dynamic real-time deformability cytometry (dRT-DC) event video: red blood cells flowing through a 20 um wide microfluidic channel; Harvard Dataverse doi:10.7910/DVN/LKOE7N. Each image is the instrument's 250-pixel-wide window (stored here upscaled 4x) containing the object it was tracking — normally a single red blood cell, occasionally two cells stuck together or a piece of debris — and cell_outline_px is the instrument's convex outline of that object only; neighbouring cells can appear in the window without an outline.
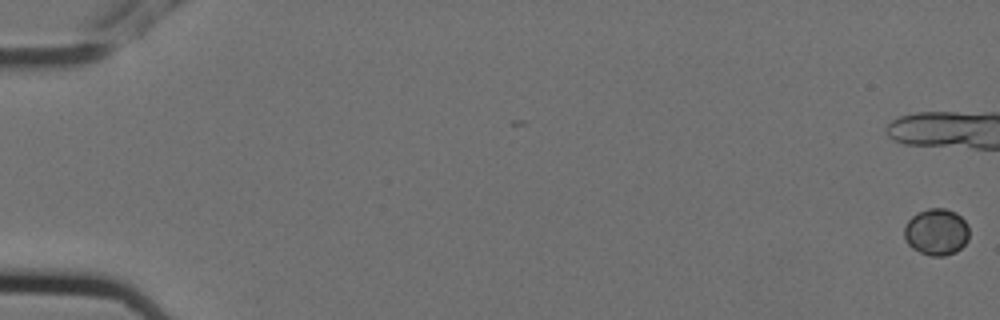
{"species": "Egyptian fruit bat (a non-hibernating species)", "species_latin": "Rousettus aegyptiacus", "temperature_condition": "cold", "stored_images_in_passage": 3, "camera_frame_rate_fps": 3000, "um_per_image_px": 0.085, "animal": {"sex": "female"}, "frame": {"image": 1, "passage_image": 1, "time_ms": 0.0, "image_size_px": [1000, 320], "cell_outline_px": [[968, 240], [956, 252], [944, 256], [932, 256], [920, 252], [912, 248], [908, 244], [904, 236], [904, 228], [908, 220], [916, 212], [928, 208], [944, 208], [956, 212], [968, 224]], "centroid_in_image_um": [79.59, 19.7], "position_along_channel_um": 5.4, "area_um2": 17.74}}